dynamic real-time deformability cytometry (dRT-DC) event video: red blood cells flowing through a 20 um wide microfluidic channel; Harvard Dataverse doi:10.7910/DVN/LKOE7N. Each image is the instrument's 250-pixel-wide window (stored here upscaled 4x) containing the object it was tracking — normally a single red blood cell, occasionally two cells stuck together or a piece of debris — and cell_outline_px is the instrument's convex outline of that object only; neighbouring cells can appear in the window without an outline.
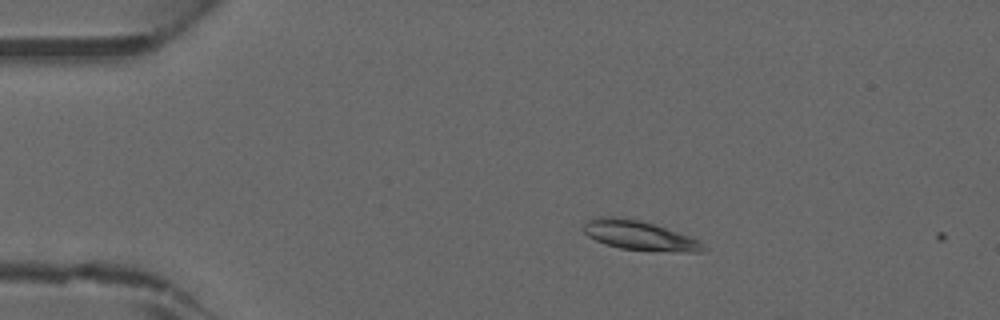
{"species": "common noctule bat (a hibernating species)", "species_latin": "Nyctalus noctula", "temperature_condition": "warm", "stored_images_in_passage": 2, "camera_frame_rate_fps": 3000, "um_per_image_px": 0.085, "animal": {"sex": "male", "forearm_length_mm": 52.5}, "frame": {"image": 1, "passage_image": 1, "time_ms": 0.0, "image_size_px": [1000, 320], "cell_outline_px": [[708, 248], [704, 252], [684, 252], [620, 248], [596, 240], [588, 236], [580, 228], [588, 220], [596, 216], [616, 216], [640, 220], [656, 224], [700, 240]], "centroid_in_image_um": [54.37, 19.99], "position_along_channel_um": 30.6, "area_um2": 20.63}}